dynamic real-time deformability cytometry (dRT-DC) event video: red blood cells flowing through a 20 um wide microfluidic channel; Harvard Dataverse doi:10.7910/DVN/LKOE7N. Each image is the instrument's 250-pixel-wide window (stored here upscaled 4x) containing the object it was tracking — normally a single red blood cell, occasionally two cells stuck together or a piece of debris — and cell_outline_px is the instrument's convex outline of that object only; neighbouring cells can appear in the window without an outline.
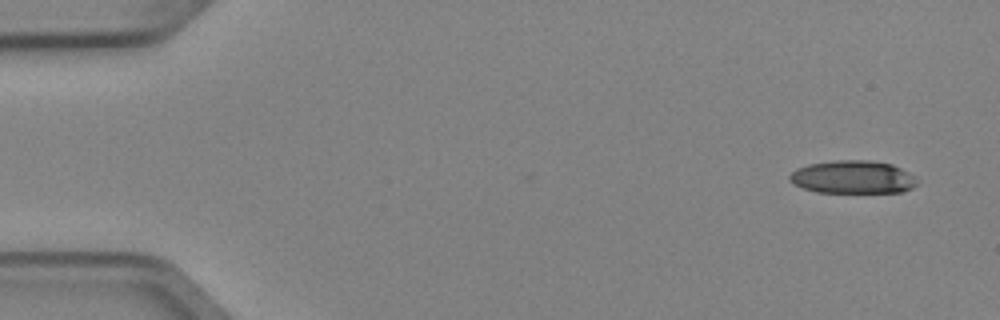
{"species": "Egyptian fruit bat (a non-hibernating species)", "species_latin": "Rousettus aegyptiacus", "temperature_condition": "cold", "stored_images_in_passage": 4, "camera_frame_rate_fps": 3000, "um_per_image_px": 0.085, "animal": {"sex": "female"}, "frame": {"image": 1, "passage_image": 1, "time_ms": 0.0, "image_size_px": [1000, 320], "cell_outline_px": [[916, 184], [912, 188], [904, 192], [816, 192], [792, 184], [788, 180], [788, 176], [796, 168], [808, 164], [836, 160], [868, 160], [892, 164], [908, 172], [916, 180]], "centroid_in_image_um": [72.44, 15.05], "position_along_channel_um": 12.6, "area_um2": 24.51}}